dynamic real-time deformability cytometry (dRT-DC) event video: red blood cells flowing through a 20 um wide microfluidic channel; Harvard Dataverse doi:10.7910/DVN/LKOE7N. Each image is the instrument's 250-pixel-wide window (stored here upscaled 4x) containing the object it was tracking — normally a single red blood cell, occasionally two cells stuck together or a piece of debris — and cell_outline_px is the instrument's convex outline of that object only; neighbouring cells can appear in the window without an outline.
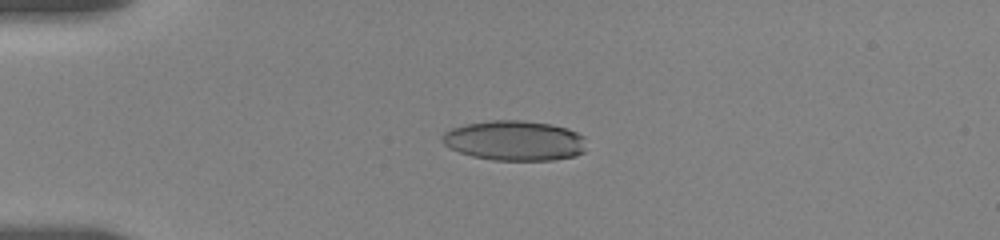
{"species": "human", "species_latin": "Homo sapiens", "temperature_condition": "room temperature", "stored_images_in_passage": 57, "camera_frame_rate_fps": 3000, "um_per_image_px": 0.085, "donor": {"sex": "female"}, "frame": {"image": 1, "passage_image": 15, "time_ms": 4.667, "image_size_px": [1000, 240], "cell_outline_px": [[584, 152], [576, 156], [556, 160], [492, 160], [472, 156], [448, 148], [440, 140], [440, 136], [444, 132], [452, 128], [464, 124], [492, 120], [524, 120], [552, 124], [568, 128], [584, 136]], "centroid_in_image_um": [43.72, 11.95], "position_along_channel_um": 41.3, "area_um2": 33.99}}
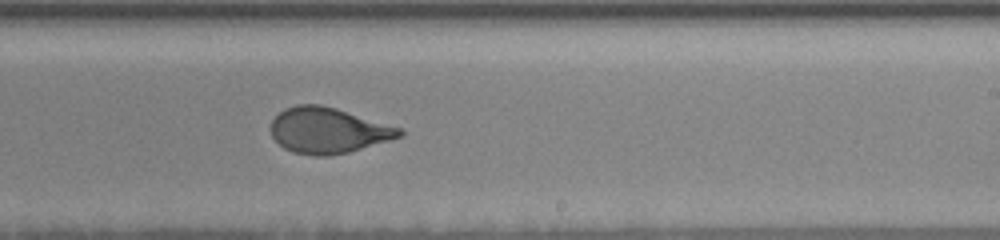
{"frame": {"image": 2, "passage_image": 36, "time_ms": 11.667, "image_size_px": [1000, 240], "cell_outline_px": [[404, 136], [348, 152], [328, 156], [316, 156], [292, 152], [284, 148], [272, 136], [272, 120], [284, 108], [296, 104], [320, 104], [336, 108], [400, 128], [404, 132]], "centroid_in_image_um": [27.88, 11.08], "position_along_channel_um": 261.1, "area_um2": 34.04}}
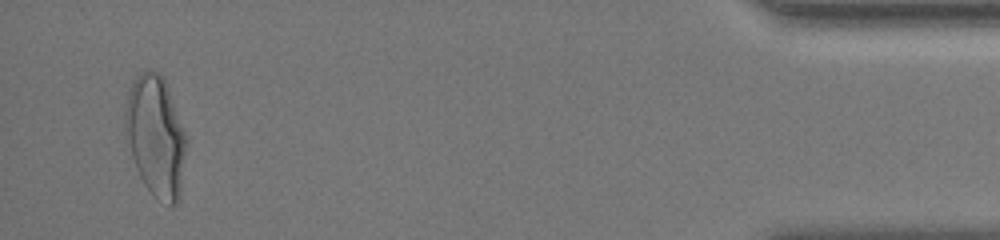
{"frame": {"image": 3, "passage_image": 55, "time_ms": 18.0, "image_size_px": [1000, 240], "cell_outline_px": [[188, 144], [180, 200], [176, 204], [172, 204], [152, 196], [144, 184], [136, 168], [132, 156], [124, 120], [124, 112], [128, 92], [132, 80], [140, 72], [156, 72], [164, 80], [168, 88], [188, 140]], "centroid_in_image_um": [13.27, 11.61], "position_along_channel_um": 421.9, "area_um2": 42.95}, "authors_computed_cell_mechanics": {"area_um2": 34.5066, "velocity_mm_per_s": 3.618, "shape_relaxation_time_tau1_ms": 6.2856, "shape_relaxation_time_tau2_ms": 0.6751, "deformation_change_tau1": 0.2021, "deformation_change_tau2": 0.0673}}